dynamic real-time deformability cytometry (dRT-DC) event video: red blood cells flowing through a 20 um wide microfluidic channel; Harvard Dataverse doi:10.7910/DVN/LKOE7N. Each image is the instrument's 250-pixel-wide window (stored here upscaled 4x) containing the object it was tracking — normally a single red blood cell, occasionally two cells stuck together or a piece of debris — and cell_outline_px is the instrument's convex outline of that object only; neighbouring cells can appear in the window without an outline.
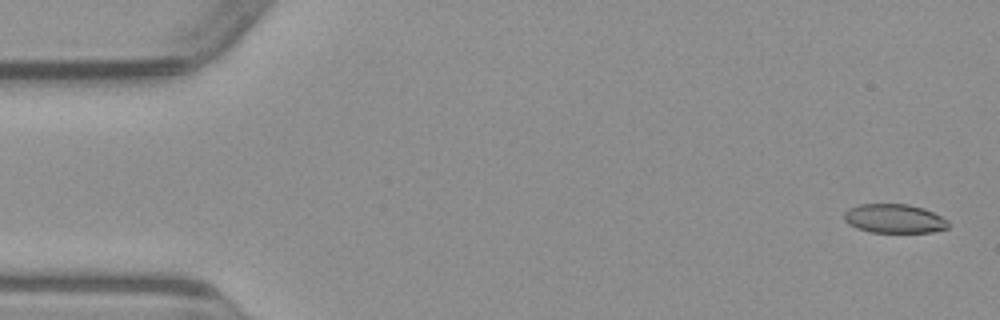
{"species": "common noctule bat (a hibernating species)", "species_latin": "Nyctalus noctula", "temperature_condition": "warm", "stored_images_in_passage": 51, "camera_frame_rate_fps": 3000, "um_per_image_px": 0.085, "animal": {"sex": "male", "body_mass_g": 23.1, "forearm_length_mm": 52.7}, "frame": {"image": 1, "passage_image": 2, "time_ms": 0.333, "image_size_px": [1000, 320], "cell_outline_px": [[948, 228], [932, 232], [868, 232], [856, 228], [848, 224], [844, 220], [844, 212], [848, 208], [860, 204], [908, 204], [924, 208], [948, 220]], "centroid_in_image_um": [75.98, 18.58], "position_along_channel_um": 9.0, "area_um2": 17.69}}
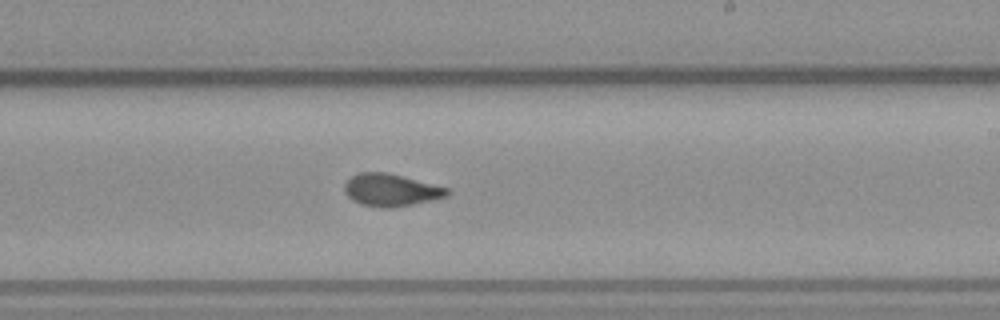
{"frame": {"image": 2, "passage_image": 30, "time_ms": 9.667, "image_size_px": [1000, 320], "cell_outline_px": [[448, 196], [432, 200], [392, 208], [380, 208], [360, 204], [352, 200], [348, 196], [344, 188], [344, 184], [352, 176], [360, 172], [388, 172], [448, 188]], "centroid_in_image_um": [33.21, 16.16], "position_along_channel_um": 255.8, "area_um2": 19.31}}
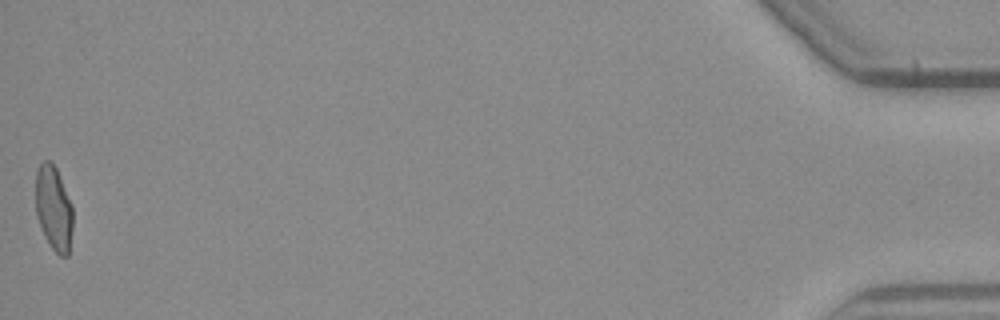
{"frame": {"image": 3, "passage_image": 51, "time_ms": 16.667, "image_size_px": [1000, 320], "cell_outline_px": [[72, 228], [68, 256], [60, 256], [52, 248], [44, 236], [36, 216], [36, 172], [40, 164], [44, 160], [48, 160], [56, 168], [72, 204]], "centroid_in_image_um": [4.56, 17.71], "position_along_channel_um": 430.6, "area_um2": 18.26}}